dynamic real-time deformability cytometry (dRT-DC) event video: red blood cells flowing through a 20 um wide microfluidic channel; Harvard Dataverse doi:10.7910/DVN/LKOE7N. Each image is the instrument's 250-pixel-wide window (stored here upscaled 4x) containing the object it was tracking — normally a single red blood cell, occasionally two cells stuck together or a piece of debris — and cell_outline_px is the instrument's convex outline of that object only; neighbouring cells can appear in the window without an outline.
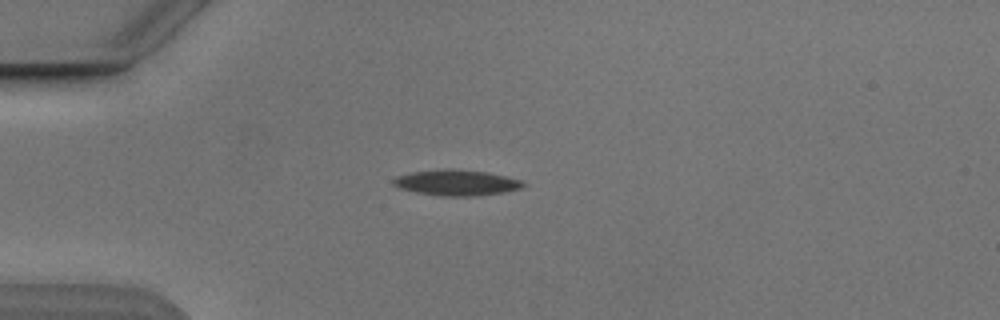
{"species": "Egyptian fruit bat (a non-hibernating species)", "species_latin": "Rousettus aegyptiacus", "temperature_condition": "cold", "stored_images_in_passage": 3, "camera_frame_rate_fps": 3000, "um_per_image_px": 0.085, "animal": {"sex": "male"}, "frame": {"image": 1, "passage_image": 1, "time_ms": 0.0, "image_size_px": [1000, 320], "cell_outline_px": [[528, 184], [520, 188], [504, 192], [476, 196], [440, 196], [416, 192], [400, 188], [392, 184], [392, 180], [396, 176], [412, 172], [440, 168], [452, 168], [488, 172], [508, 176], [520, 180]], "centroid_in_image_um": [38.8, 15.51], "position_along_channel_um": 46.2, "area_um2": 19.77}}
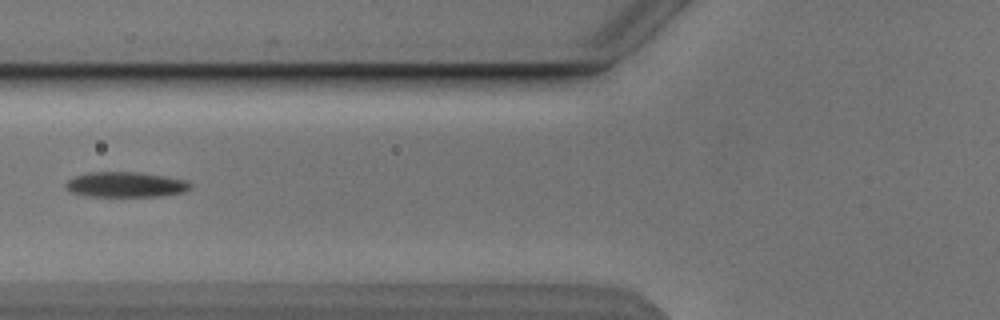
{"frame": {"image": 2, "passage_image": 3, "time_ms": 2.333, "image_size_px": [1000, 320], "cell_outline_px": [[192, 188], [184, 192], [160, 196], [84, 196], [72, 192], [64, 188], [64, 184], [68, 180], [76, 176], [88, 172], [136, 172], [164, 176], [184, 180], [192, 184]], "centroid_in_image_um": [10.66, 15.69], "position_along_channel_um": 115.1, "area_um2": 18.32}}